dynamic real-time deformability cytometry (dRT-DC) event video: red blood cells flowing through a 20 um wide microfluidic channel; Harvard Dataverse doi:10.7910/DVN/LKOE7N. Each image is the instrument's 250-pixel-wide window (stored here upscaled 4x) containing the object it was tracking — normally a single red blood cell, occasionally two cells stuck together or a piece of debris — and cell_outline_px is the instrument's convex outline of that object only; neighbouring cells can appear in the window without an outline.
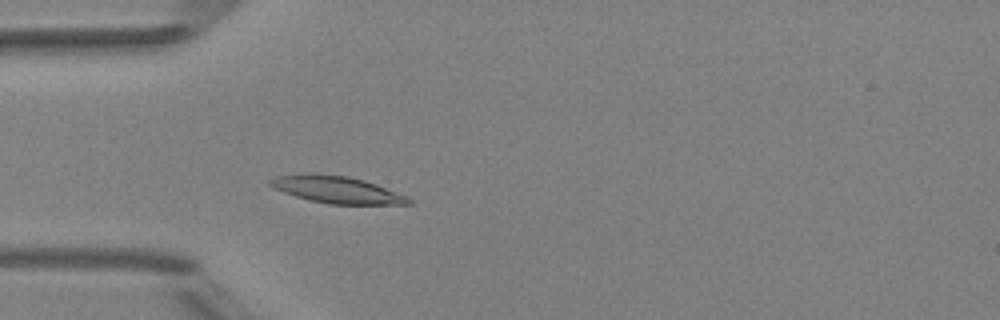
{"species": "Egyptian fruit bat (a non-hibernating species)", "species_latin": "Rousettus aegyptiacus", "temperature_condition": "room temperature", "stored_images_in_passage": 2, "camera_frame_rate_fps": 3000, "um_per_image_px": 0.085, "animal": {"sex": "female"}, "frame": {"image": 1, "passage_image": 2, "time_ms": 1.333, "image_size_px": [1000, 320], "cell_outline_px": [[412, 204], [328, 204], [296, 196], [272, 188], [268, 184], [268, 180], [276, 176], [304, 172], [348, 176], [364, 180], [376, 184], [408, 196], [412, 200]], "centroid_in_image_um": [28.6, 16.1], "position_along_channel_um": 56.4, "area_um2": 21.91}}